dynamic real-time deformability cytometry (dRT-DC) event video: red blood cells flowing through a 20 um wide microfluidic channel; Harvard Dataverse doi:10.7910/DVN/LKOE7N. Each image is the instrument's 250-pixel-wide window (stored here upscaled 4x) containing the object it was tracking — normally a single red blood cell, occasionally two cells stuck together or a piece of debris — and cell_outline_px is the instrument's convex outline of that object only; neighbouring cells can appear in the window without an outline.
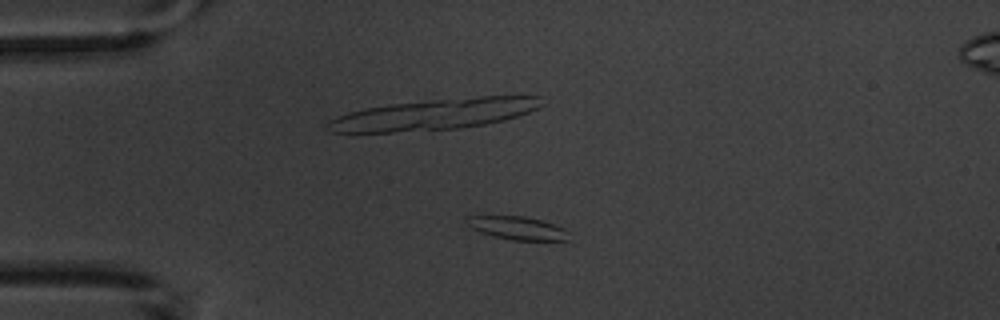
{"species": "common noctule bat (a hibernating species)", "species_latin": "Nyctalus noctula", "temperature_condition": "warm", "stored_images_in_passage": 4, "camera_frame_rate_fps": 3000, "um_per_image_px": 0.085, "animal": {"sex": "male", "body_mass_g": 20.1, "forearm_length_mm": 53.5}, "frame": {"image": 1, "passage_image": 3, "time_ms": 2.333, "image_size_px": [1000, 320], "cell_outline_px": [[568, 240], [512, 240], [480, 232], [472, 228], [464, 220], [464, 216], [524, 216], [544, 220], [564, 228]], "centroid_in_image_um": [43.94, 19.36], "position_along_channel_um": 41.1, "area_um2": 13.64}}